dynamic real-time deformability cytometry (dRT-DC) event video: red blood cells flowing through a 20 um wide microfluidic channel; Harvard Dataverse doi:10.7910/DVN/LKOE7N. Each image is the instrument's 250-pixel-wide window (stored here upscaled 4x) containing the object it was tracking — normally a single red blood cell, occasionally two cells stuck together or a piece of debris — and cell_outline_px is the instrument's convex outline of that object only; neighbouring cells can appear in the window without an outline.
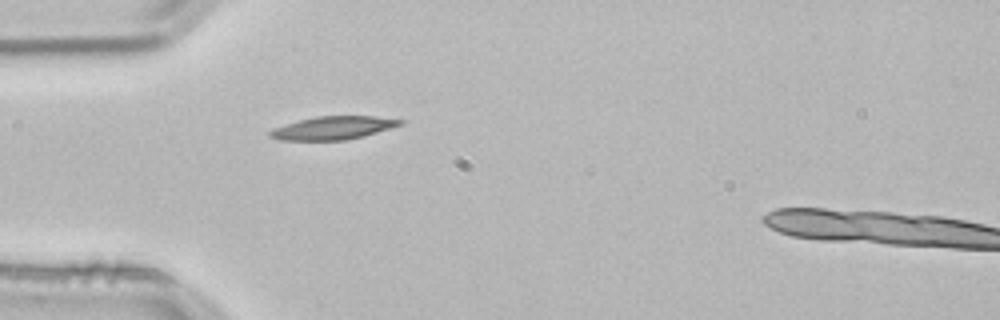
{"species": "common noctule bat (a hibernating species)", "species_latin": "Nyctalus noctula", "temperature_condition": "room temperature", "stored_images_in_passage": 4, "camera_frame_rate_fps": 3000, "um_per_image_px": 0.085, "animal": {"sex": "male", "body_mass_g": 21.5, "forearm_length_mm": 52.0}, "frame": {"image": 1, "passage_image": 3, "time_ms": 0.667, "image_size_px": [1000, 320], "cell_outline_px": [[404, 124], [364, 136], [344, 140], [280, 140], [268, 136], [268, 132], [276, 128], [300, 120], [316, 116], [372, 116], [404, 120]], "centroid_in_image_um": [28.35, 10.87], "position_along_channel_um": 56.7, "area_um2": 17.34}}